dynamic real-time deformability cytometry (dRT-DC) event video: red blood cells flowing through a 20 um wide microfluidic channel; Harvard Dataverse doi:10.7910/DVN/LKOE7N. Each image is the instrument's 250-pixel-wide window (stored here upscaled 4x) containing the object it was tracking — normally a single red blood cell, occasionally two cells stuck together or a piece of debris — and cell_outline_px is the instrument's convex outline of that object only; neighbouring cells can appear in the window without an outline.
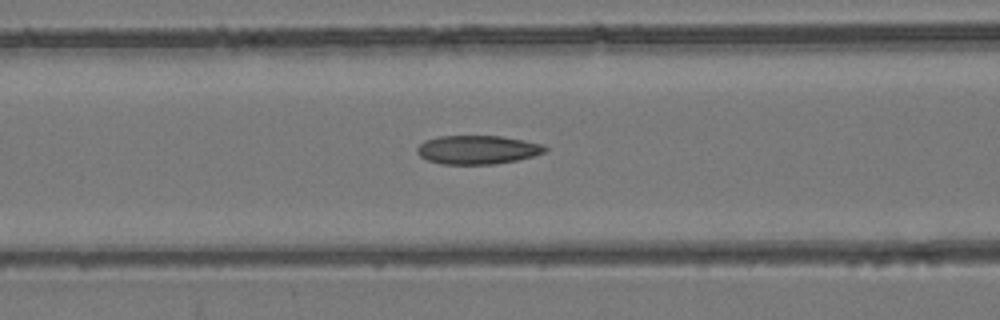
{"species": "common noctule bat (a hibernating species)", "species_latin": "Nyctalus noctula", "temperature_condition": "room temperature", "stored_images_in_passage": 40, "camera_frame_rate_fps": 3000, "um_per_image_px": 0.085, "animal": {"sex": "female", "body_mass_g": 24.6, "forearm_length_mm": 56.2}, "frame": {"image": 1, "passage_image": 9, "time_ms": 2.667, "image_size_px": [1000, 320], "cell_outline_px": [[548, 148], [544, 152], [532, 156], [516, 160], [496, 164], [444, 164], [428, 160], [420, 156], [416, 152], [416, 148], [424, 140], [440, 136], [500, 136], [524, 140], [544, 144]], "centroid_in_image_um": [40.58, 12.72], "position_along_channel_um": 126.0, "area_um2": 21.39}}
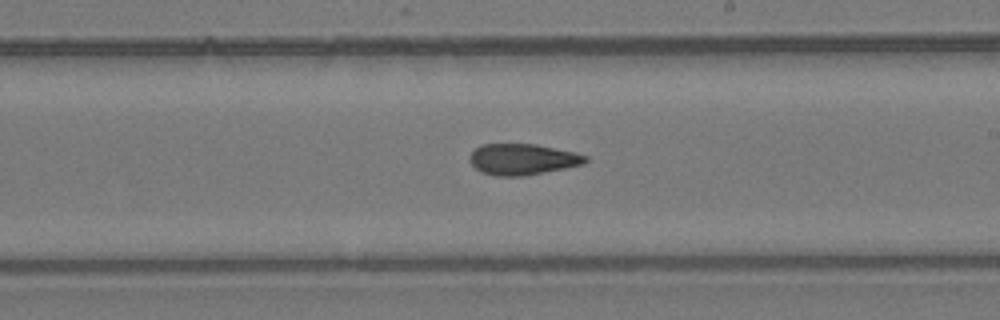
{"frame": {"image": 2, "passage_image": 18, "time_ms": 5.667, "image_size_px": [1000, 320], "cell_outline_px": [[588, 160], [580, 164], [520, 176], [496, 176], [484, 172], [476, 168], [468, 160], [468, 156], [480, 144], [536, 144], [576, 152], [588, 156]], "centroid_in_image_um": [44.37, 13.51], "position_along_channel_um": 244.6, "area_um2": 20.58}}
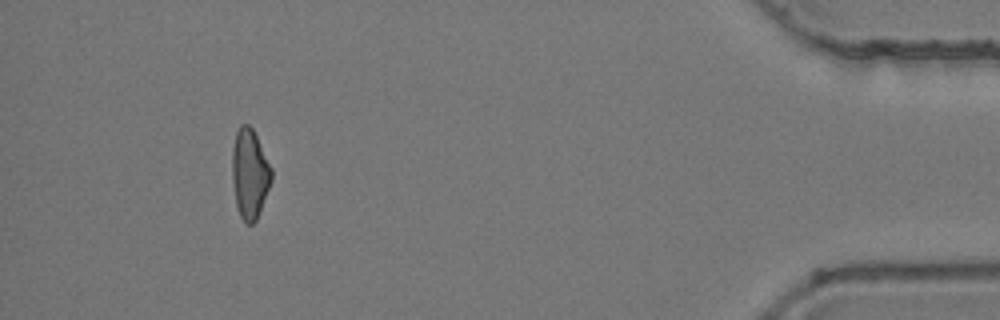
{"frame": {"image": 3, "passage_image": 36, "time_ms": 11.667, "image_size_px": [1000, 320], "cell_outline_px": [[272, 180], [256, 220], [252, 224], [248, 224], [240, 216], [236, 204], [232, 180], [232, 148], [236, 132], [240, 124], [248, 124], [252, 128], [272, 168]], "centroid_in_image_um": [21.22, 14.75], "position_along_channel_um": 414.0, "area_um2": 20.4}, "authors_computed_cell_mechanics": {"area_um2": 20.9525, "velocity_mm_per_s": 3.9468, "shape_relaxation_time_tau1_ms": null, "shape_relaxation_time_tau2_ms": 3.1133, "deformation_change_tau1": null, "deformation_change_tau2": 0.1041}}